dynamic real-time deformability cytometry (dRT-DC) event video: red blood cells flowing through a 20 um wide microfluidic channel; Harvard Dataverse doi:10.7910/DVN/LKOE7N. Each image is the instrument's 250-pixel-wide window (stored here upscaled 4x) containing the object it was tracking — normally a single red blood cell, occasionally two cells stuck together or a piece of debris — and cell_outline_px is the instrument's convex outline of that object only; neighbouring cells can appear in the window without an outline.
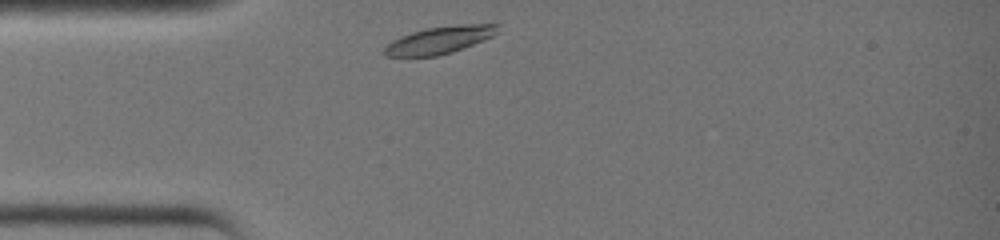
{"species": "common noctule bat (a hibernating species)", "species_latin": "Nyctalus noctula", "temperature_condition": "warm", "stored_images_in_passage": 23, "camera_frame_rate_fps": 3000, "um_per_image_px": 0.085, "animal": {"sex": "female", "body_mass_g": 19.0, "forearm_length_mm": 51.5}, "frame": {"image": 1, "passage_image": 1, "time_ms": 0.0, "image_size_px": [1000, 240], "cell_outline_px": [[500, 32], [484, 40], [452, 52], [436, 56], [384, 56], [380, 52], [392, 40], [412, 32], [428, 28], [460, 24], [500, 24]], "centroid_in_image_um": [37.38, 3.4], "position_along_channel_um": 47.6, "area_um2": 18.03}}
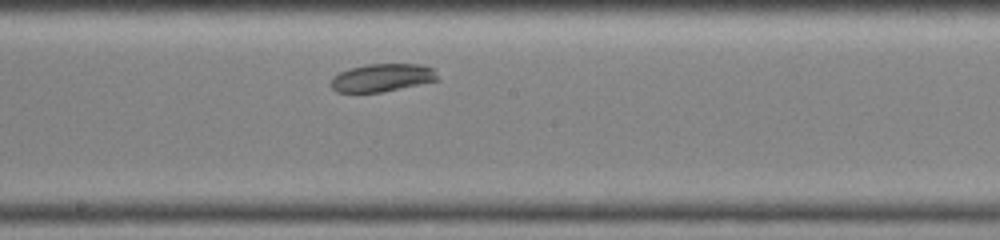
{"frame": {"image": 2, "passage_image": 12, "time_ms": 3.667, "image_size_px": [1000, 240], "cell_outline_px": [[440, 80], [380, 92], [336, 92], [328, 84], [332, 76], [348, 68], [368, 64], [420, 64], [432, 68]], "centroid_in_image_um": [32.43, 6.6], "position_along_channel_um": 215.8, "area_um2": 17.4}}
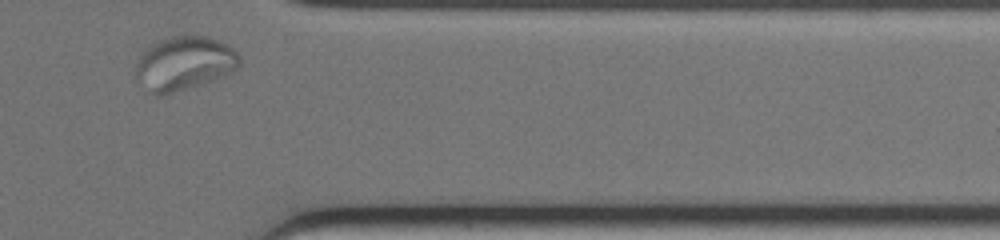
{"frame": {"image": 3, "passage_image": 23, "time_ms": 7.333, "image_size_px": [1000, 240], "cell_outline_px": [[240, 64], [232, 72], [216, 80], [204, 84], [164, 96], [156, 96], [136, 84], [136, 64], [140, 52], [148, 44], [156, 40], [168, 36], [208, 36], [220, 40], [228, 44], [240, 56]], "centroid_in_image_um": [15.6, 5.4], "position_along_channel_um": 395.8, "area_um2": 33.76}}